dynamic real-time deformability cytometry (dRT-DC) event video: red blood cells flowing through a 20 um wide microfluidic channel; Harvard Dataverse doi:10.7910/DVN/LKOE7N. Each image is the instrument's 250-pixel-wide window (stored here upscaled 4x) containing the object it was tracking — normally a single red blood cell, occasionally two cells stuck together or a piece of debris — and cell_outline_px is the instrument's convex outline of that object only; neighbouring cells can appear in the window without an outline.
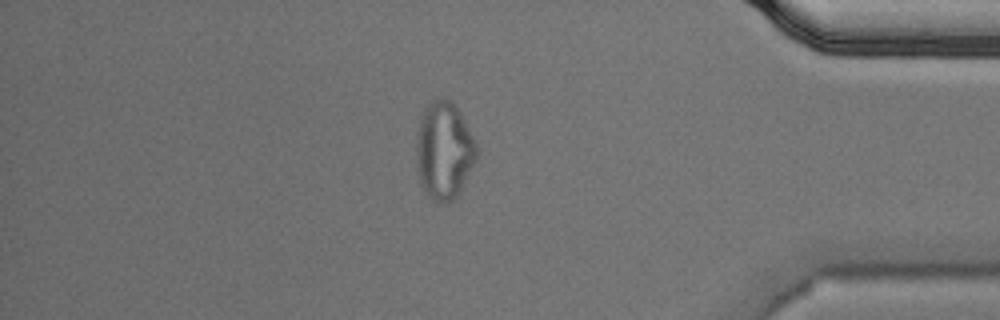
{"species": "Egyptian fruit bat (a non-hibernating species)", "species_latin": "Rousettus aegyptiacus", "temperature_condition": "cold", "stored_images_in_passage": 56, "camera_frame_rate_fps": 3000, "um_per_image_px": 0.085, "animal": {"sex": "male"}, "frame": {"image": 1, "passage_image": 48, "time_ms": 15.667, "image_size_px": [1000, 320], "cell_outline_px": [[476, 160], [460, 192], [448, 204], [436, 204], [424, 192], [420, 184], [416, 164], [416, 136], [420, 120], [428, 100], [452, 100], [460, 112], [476, 140]], "centroid_in_image_um": [37.73, 12.84], "position_along_channel_um": 397.5, "area_um2": 34.74}, "authors_computed_cell_mechanics": {"area_um2": 25.0563, "velocity_mm_per_s": 3.5894, "shape_relaxation_time_tau1_ms": null, "shape_relaxation_time_tau2_ms": 1.6834, "deformation_change_tau1": null, "deformation_change_tau2": 0.073}}